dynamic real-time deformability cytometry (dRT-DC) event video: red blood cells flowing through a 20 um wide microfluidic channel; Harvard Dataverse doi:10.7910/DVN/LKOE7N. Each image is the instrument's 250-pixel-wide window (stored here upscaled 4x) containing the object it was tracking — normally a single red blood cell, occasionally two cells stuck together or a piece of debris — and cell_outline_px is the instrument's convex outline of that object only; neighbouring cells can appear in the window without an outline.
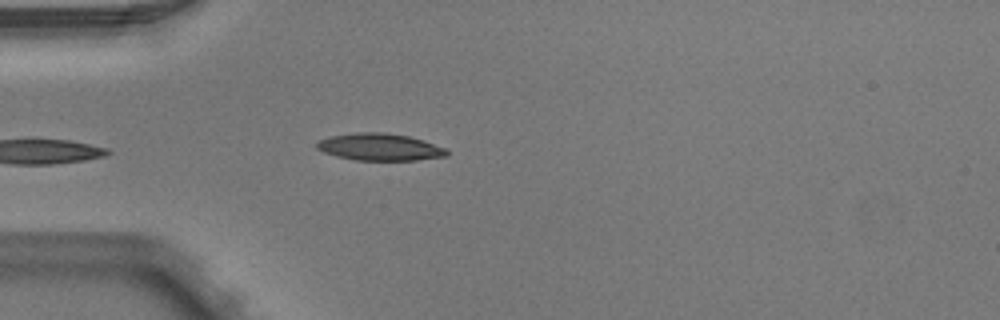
{"species": "Egyptian fruit bat (a non-hibernating species)", "species_latin": "Rousettus aegyptiacus", "temperature_condition": "warm", "stored_images_in_passage": 3, "camera_frame_rate_fps": 3000, "um_per_image_px": 0.085, "animal": {"sex": "male"}, "frame": {"image": 1, "passage_image": 3, "time_ms": 0.667, "image_size_px": [1000, 320], "cell_outline_px": [[448, 156], [416, 160], [356, 160], [336, 156], [324, 152], [316, 148], [316, 144], [320, 140], [332, 136], [356, 132], [384, 132], [408, 136], [424, 140], [444, 148], [448, 152]], "centroid_in_image_um": [32.29, 12.49], "position_along_channel_um": 52.7, "area_um2": 20.4}}